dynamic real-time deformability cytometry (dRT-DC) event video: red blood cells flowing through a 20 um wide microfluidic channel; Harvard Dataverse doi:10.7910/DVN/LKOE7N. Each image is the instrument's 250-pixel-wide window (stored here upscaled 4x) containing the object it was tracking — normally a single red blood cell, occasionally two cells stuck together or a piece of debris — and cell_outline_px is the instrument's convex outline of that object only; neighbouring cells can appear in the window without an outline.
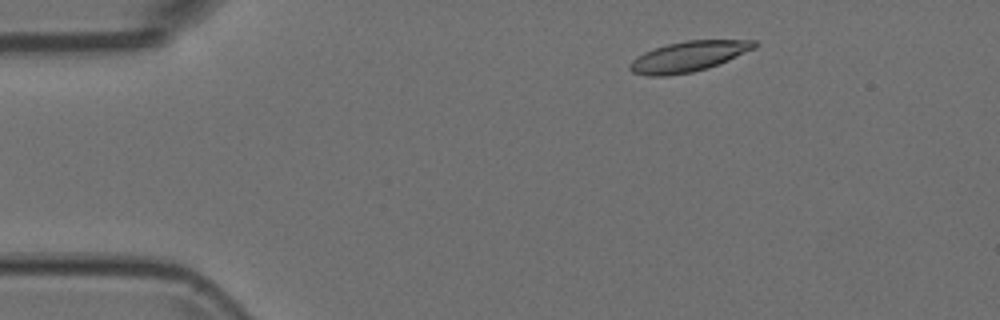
{"species": "Egyptian fruit bat (a non-hibernating species)", "species_latin": "Rousettus aegyptiacus", "temperature_condition": "room temperature", "stored_images_in_passage": 1, "camera_frame_rate_fps": 3000, "um_per_image_px": 0.085, "animal": {"sex": "female"}, "frame": {"image": 1, "passage_image": 1, "time_ms": 0.0, "image_size_px": [1000, 320], "cell_outline_px": [[756, 48], [728, 60], [708, 68], [692, 72], [668, 76], [648, 76], [632, 72], [628, 68], [628, 64], [636, 56], [644, 52], [668, 44], [684, 40], [756, 40]], "centroid_in_image_um": [58.49, 4.81], "position_along_channel_um": 26.5, "area_um2": 22.08}}